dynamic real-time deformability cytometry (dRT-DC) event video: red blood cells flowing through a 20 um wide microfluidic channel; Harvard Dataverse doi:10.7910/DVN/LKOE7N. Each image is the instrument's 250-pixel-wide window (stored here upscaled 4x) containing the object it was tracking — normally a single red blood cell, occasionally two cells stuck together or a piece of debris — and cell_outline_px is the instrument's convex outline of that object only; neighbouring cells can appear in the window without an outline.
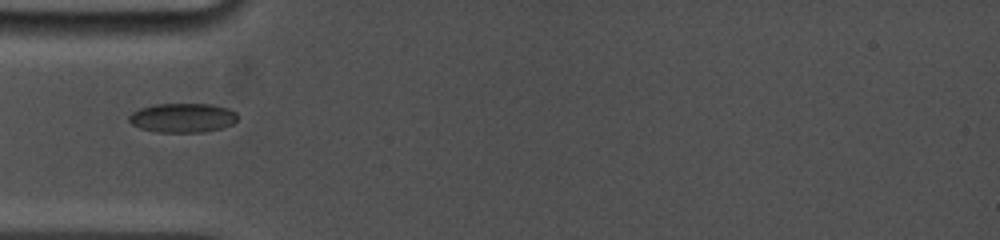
{"species": "common noctule bat (a hibernating species)", "species_latin": "Nyctalus noctula", "temperature_condition": "cold", "stored_images_in_passage": 51, "camera_frame_rate_fps": 5000, "um_per_image_px": 0.085, "animal": {"sex": "female", "body_mass_g": 19.0, "forearm_length_mm": 53.3}, "frame": {"image": 1, "passage_image": 1, "time_ms": 0.0, "image_size_px": [1000, 240], "cell_outline_px": [[236, 120], [232, 124], [220, 128], [204, 132], [156, 132], [140, 128], [132, 124], [128, 120], [128, 116], [132, 112], [140, 108], [156, 104], [212, 104], [228, 108], [236, 112]], "centroid_in_image_um": [15.5, 10.01], "position_along_channel_um": 69.5, "area_um2": 18.5}}
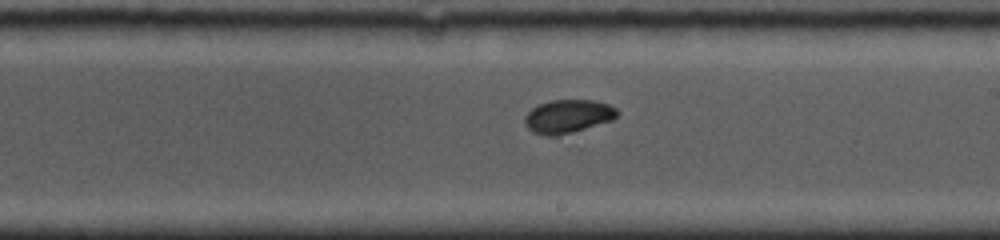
{"frame": {"image": 2, "passage_image": 31, "time_ms": 4.4, "image_size_px": [1000, 240], "cell_outline_px": [[616, 116], [612, 120], [560, 136], [544, 136], [532, 132], [524, 124], [524, 116], [532, 108], [540, 104], [552, 100], [592, 100], [608, 104], [616, 108]], "centroid_in_image_um": [48.22, 9.9], "position_along_channel_um": 240.8, "area_um2": 17.98}}